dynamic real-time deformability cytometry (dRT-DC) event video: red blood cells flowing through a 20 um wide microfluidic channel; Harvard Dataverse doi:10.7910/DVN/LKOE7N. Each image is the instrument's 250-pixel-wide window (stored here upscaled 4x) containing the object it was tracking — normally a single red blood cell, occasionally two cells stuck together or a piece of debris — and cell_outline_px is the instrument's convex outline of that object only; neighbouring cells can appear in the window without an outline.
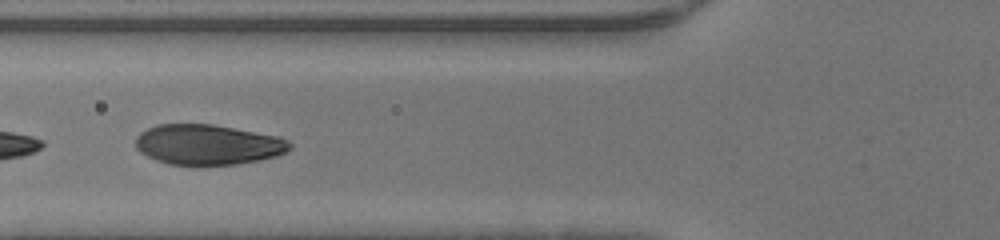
{"species": "human", "species_latin": "Homo sapiens", "temperature_condition": "warm", "stored_images_in_passage": 11, "camera_frame_rate_fps": 3000, "um_per_image_px": 0.085, "donor": {"sex": "male"}, "frame": {"image": 1, "passage_image": 7, "time_ms": 2.0, "image_size_px": [1000, 240], "cell_outline_px": [[292, 148], [288, 152], [276, 156], [260, 160], [236, 164], [200, 168], [196, 168], [168, 164], [156, 160], [140, 152], [136, 148], [136, 136], [140, 132], [156, 124], [212, 124], [280, 136], [288, 140], [292, 144]], "centroid_in_image_um": [17.68, 12.33], "position_along_channel_um": 108.1, "area_um2": 37.28}}